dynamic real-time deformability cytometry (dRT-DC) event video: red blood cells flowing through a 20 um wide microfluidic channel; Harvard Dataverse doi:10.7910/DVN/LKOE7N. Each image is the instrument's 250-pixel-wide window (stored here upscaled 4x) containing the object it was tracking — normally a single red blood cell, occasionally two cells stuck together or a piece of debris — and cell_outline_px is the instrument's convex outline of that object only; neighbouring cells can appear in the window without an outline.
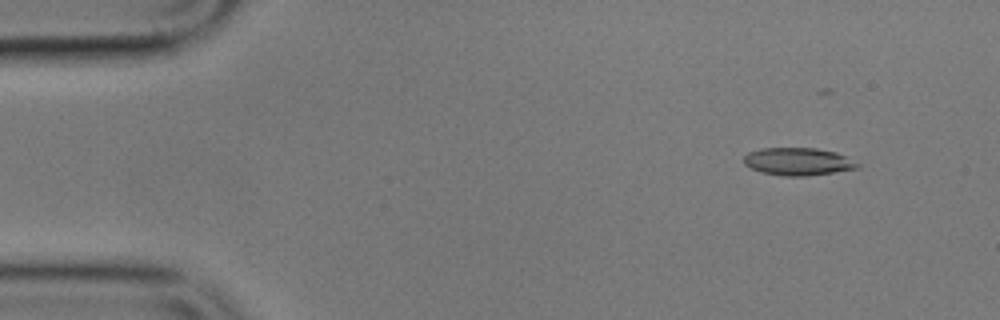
{"species": "common noctule bat (a hibernating species)", "species_latin": "Nyctalus noctula", "temperature_condition": "cold", "stored_images_in_passage": 5, "camera_frame_rate_fps": 3000, "um_per_image_px": 0.085, "animal": {"sex": "male", "body_mass_g": 17.9}, "frame": {"image": 1, "passage_image": 2, "time_ms": 1.333, "image_size_px": [1000, 320], "cell_outline_px": [[860, 164], [856, 168], [832, 172], [804, 176], [784, 176], [764, 172], [752, 168], [744, 164], [744, 156], [748, 152], [760, 148], [816, 148], [836, 152]], "centroid_in_image_um": [67.79, 13.72], "position_along_channel_um": 17.2, "area_um2": 17.98}}
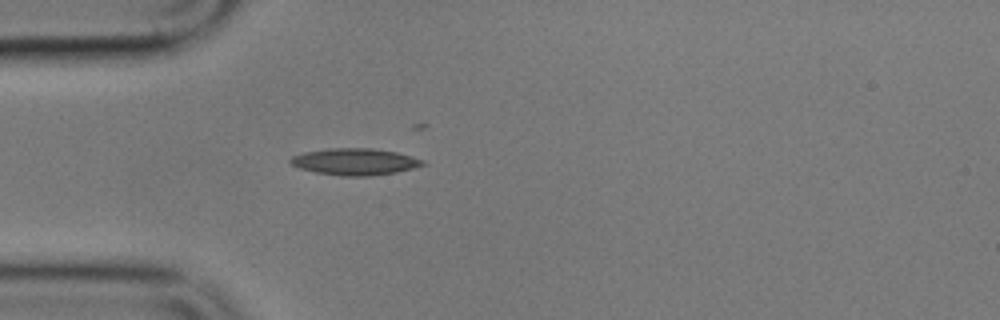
{"frame": {"image": 2, "passage_image": 5, "time_ms": 5.0, "image_size_px": [1000, 320], "cell_outline_px": [[428, 164], [396, 172], [372, 176], [344, 176], [316, 172], [300, 168], [288, 164], [288, 160], [292, 156], [304, 152], [328, 148], [372, 148], [396, 152], [424, 160]], "centroid_in_image_um": [30.14, 13.74], "position_along_channel_um": 54.9, "area_um2": 20.63}}